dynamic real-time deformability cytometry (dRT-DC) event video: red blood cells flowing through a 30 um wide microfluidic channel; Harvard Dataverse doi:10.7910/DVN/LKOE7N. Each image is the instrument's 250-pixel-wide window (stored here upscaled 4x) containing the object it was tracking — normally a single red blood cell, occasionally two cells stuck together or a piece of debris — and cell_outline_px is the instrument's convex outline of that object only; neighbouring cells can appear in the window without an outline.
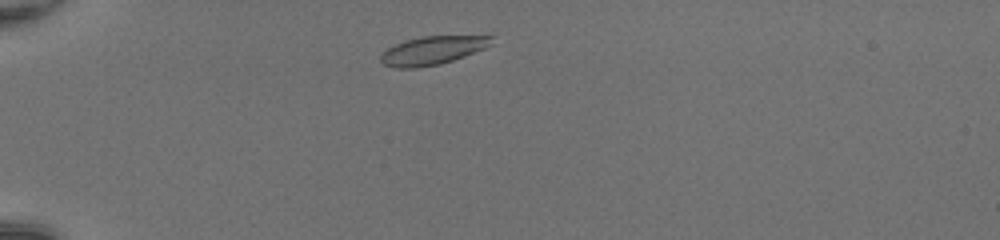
{"species": "common noctule bat (a hibernating species)", "species_latin": "Nyctalus noctula", "temperature_condition": "room temperature", "stored_images_in_passage": 39, "camera_frame_rate_fps": 3000, "um_per_image_px": 0.085, "animal": {"sex": "female", "body_mass_g": 20.0, "forearm_length_mm": 54.0}, "frame": {"image": 1, "passage_image": 3, "time_ms": 0.667, "image_size_px": [1000, 240], "cell_outline_px": [[496, 36], [492, 44], [484, 48], [464, 56], [440, 64], [416, 68], [396, 68], [384, 64], [380, 60], [380, 52], [404, 40], [420, 36], [492, 32], [496, 32]], "centroid_in_image_um": [36.94, 4.2], "position_along_channel_um": 48.1, "area_um2": 19.54}}
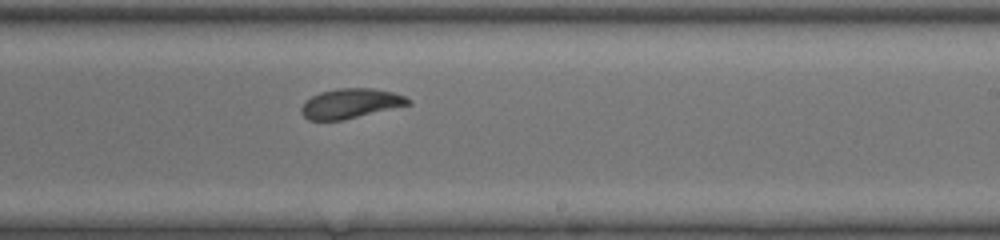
{"frame": {"image": 2, "passage_image": 21, "time_ms": 6.667, "image_size_px": [1000, 240], "cell_outline_px": [[412, 104], [344, 120], [308, 120], [300, 112], [300, 108], [304, 100], [320, 92], [336, 88], [372, 88], [392, 92], [404, 96], [412, 100]], "centroid_in_image_um": [29.78, 8.79], "position_along_channel_um": 259.2, "area_um2": 18.73}}
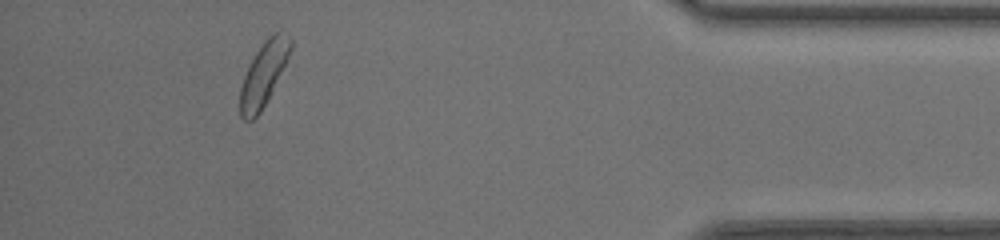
{"frame": {"image": 3, "passage_image": 35, "time_ms": 11.333, "image_size_px": [1000, 240], "cell_outline_px": [[292, 48], [260, 112], [252, 120], [244, 120], [240, 116], [240, 88], [244, 76], [256, 52], [264, 40], [272, 32], [276, 32], [292, 40]], "centroid_in_image_um": [22.36, 6.3], "position_along_channel_um": 412.8, "area_um2": 17.8}, "authors_computed_cell_mechanics": {"area_um2": 18.9584, "velocity_mm_per_s": 4.1851, "shape_relaxation_time_tau1_ms": 2.4762, "shape_relaxation_time_tau2_ms": 1.416, "deformation_change_tau1": 0.1286, "deformation_change_tau2": 0.0627}}